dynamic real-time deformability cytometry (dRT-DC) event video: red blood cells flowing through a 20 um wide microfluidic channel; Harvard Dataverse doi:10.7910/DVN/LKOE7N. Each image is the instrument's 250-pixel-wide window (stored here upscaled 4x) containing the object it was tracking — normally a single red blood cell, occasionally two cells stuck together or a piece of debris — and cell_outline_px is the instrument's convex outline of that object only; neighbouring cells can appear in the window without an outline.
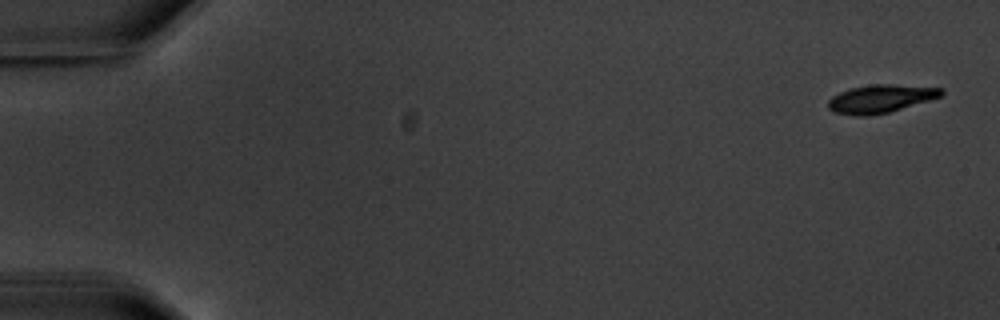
{"species": "common noctule bat (a hibernating species)", "species_latin": "Nyctalus noctula", "temperature_condition": "warm", "stored_images_in_passage": 4, "camera_frame_rate_fps": 3000, "um_per_image_px": 0.085, "animal": {"sex": "male", "body_mass_g": 20.1, "forearm_length_mm": 53.5}, "frame": {"image": 1, "passage_image": 4, "time_ms": 4.333, "image_size_px": [1000, 320], "cell_outline_px": [[944, 92], [940, 96], [928, 100], [888, 112], [864, 116], [856, 116], [836, 112], [828, 108], [828, 100], [832, 96], [840, 92], [852, 88], [876, 84], [892, 84], [944, 88]], "centroid_in_image_um": [74.84, 8.38], "position_along_channel_um": 10.2, "area_um2": 18.15}}